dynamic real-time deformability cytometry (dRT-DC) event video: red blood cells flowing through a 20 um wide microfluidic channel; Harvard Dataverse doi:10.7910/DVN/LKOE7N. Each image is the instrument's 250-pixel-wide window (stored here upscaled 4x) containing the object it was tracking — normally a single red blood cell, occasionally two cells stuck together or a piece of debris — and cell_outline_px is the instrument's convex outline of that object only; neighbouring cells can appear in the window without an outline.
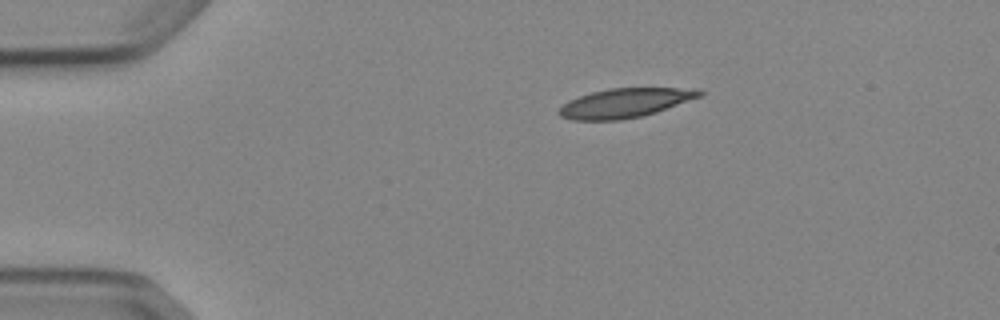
{"species": "Egyptian fruit bat (a non-hibernating species)", "species_latin": "Rousettus aegyptiacus", "temperature_condition": "cold", "stored_images_in_passage": 2, "camera_frame_rate_fps": 3000, "um_per_image_px": 0.085, "animal": {"sex": "female"}, "frame": {"image": 1, "passage_image": 1, "time_ms": 0.0, "image_size_px": [1000, 320], "cell_outline_px": [[704, 92], [700, 96], [656, 112], [644, 116], [620, 120], [572, 120], [560, 116], [556, 112], [568, 100], [592, 92], [608, 88], [700, 88]], "centroid_in_image_um": [53.11, 8.75], "position_along_channel_um": 31.9, "area_um2": 23.93}}